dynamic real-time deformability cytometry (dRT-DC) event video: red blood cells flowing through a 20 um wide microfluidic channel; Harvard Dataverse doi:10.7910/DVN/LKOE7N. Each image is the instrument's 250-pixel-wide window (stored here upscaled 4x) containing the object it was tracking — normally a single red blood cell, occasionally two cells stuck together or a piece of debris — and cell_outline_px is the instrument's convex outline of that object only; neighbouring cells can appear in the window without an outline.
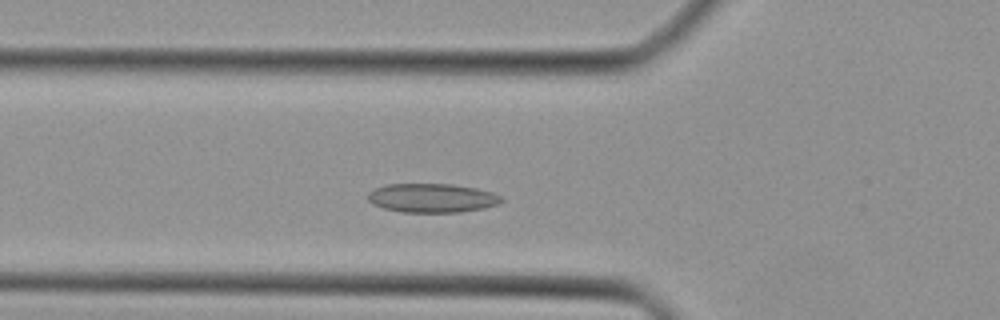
{"species": "Egyptian fruit bat (a non-hibernating species)", "species_latin": "Rousettus aegyptiacus", "temperature_condition": "cold", "stored_images_in_passage": 38, "camera_frame_rate_fps": 3000, "um_per_image_px": 0.085, "animal": {"sex": "female"}, "frame": {"image": 1, "passage_image": 9, "time_ms": 2.667, "image_size_px": [1000, 320], "cell_outline_px": [[504, 200], [500, 204], [484, 208], [460, 212], [404, 212], [384, 208], [372, 204], [368, 200], [368, 192], [376, 188], [388, 184], [452, 184], [476, 188], [492, 192], [500, 196]], "centroid_in_image_um": [36.74, 16.83], "position_along_channel_um": 89.1, "area_um2": 22.54}}
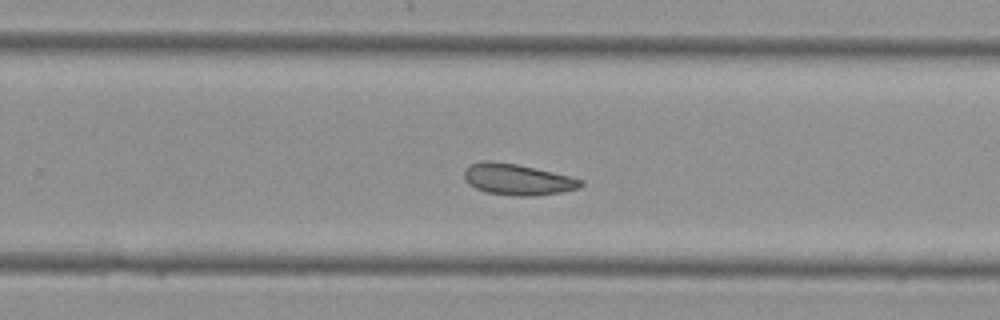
{"frame": {"image": 2, "passage_image": 22, "time_ms": 7.0, "image_size_px": [1000, 320], "cell_outline_px": [[584, 184], [580, 188], [560, 192], [532, 196], [516, 196], [488, 192], [476, 188], [468, 184], [464, 180], [464, 168], [468, 164], [480, 160], [492, 160], [516, 164], [568, 176], [584, 180]], "centroid_in_image_um": [43.93, 15.24], "position_along_channel_um": 285.9, "area_um2": 21.21}}
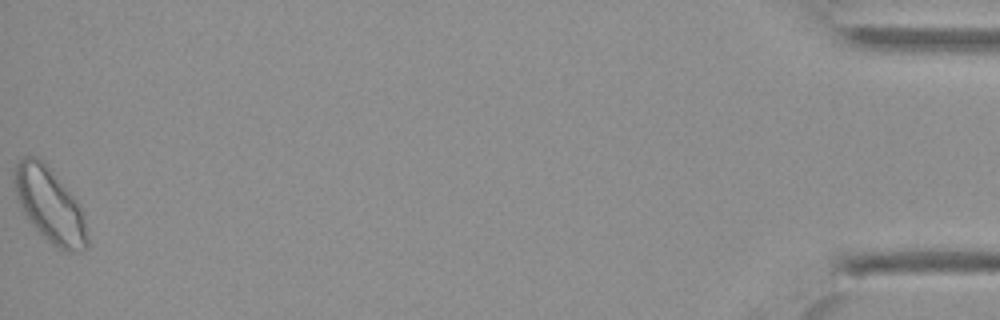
{"frame": {"image": 3, "passage_image": 38, "time_ms": 12.333, "image_size_px": [1000, 320], "cell_outline_px": [[88, 248], [80, 252], [64, 252], [56, 248], [28, 220], [20, 208], [16, 200], [12, 184], [12, 168], [24, 156], [36, 156], [44, 160], [80, 204], [84, 212], [88, 236]], "centroid_in_image_um": [4.21, 17.42], "position_along_channel_um": 431.0, "area_um2": 32.66}}